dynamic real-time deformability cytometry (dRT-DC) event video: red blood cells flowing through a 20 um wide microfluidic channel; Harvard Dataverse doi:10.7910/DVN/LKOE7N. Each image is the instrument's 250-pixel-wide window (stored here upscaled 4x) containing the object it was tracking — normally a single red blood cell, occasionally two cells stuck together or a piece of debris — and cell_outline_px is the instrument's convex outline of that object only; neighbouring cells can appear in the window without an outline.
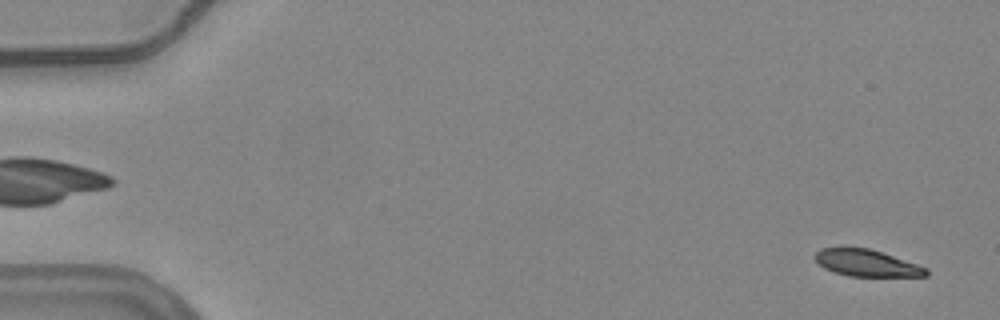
{"species": "common noctule bat (a hibernating species)", "species_latin": "Nyctalus noctula", "temperature_condition": "warm", "stored_images_in_passage": 55, "camera_frame_rate_fps": 3000, "um_per_image_px": 0.085, "animal": {"sex": "female", "body_mass_g": 24.6, "forearm_length_mm": 56.2}, "frame": {"image": 1, "passage_image": 2, "time_ms": 0.333, "image_size_px": [1000, 320], "cell_outline_px": [[928, 276], [848, 276], [824, 268], [816, 260], [816, 252], [820, 248], [868, 248], [928, 268]], "centroid_in_image_um": [73.67, 22.37], "position_along_channel_um": 11.3, "area_um2": 16.88}}
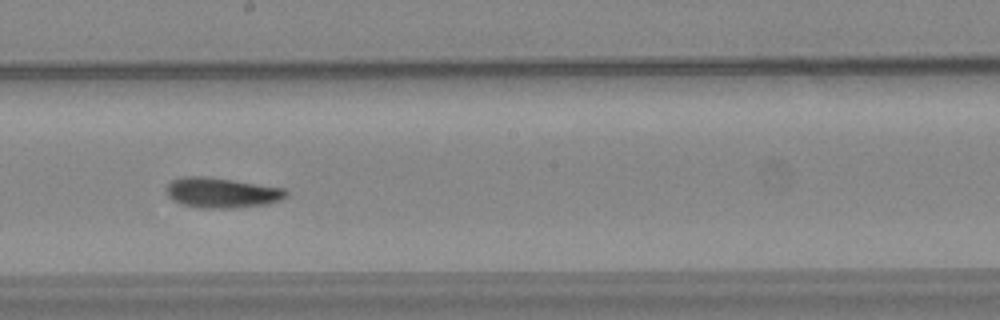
{"frame": {"image": 2, "passage_image": 31, "time_ms": 10.0, "image_size_px": [1000, 320], "cell_outline_px": [[288, 192], [280, 200], [264, 204], [236, 208], [200, 208], [180, 204], [172, 200], [168, 196], [164, 188], [172, 180], [180, 176], [204, 176], [284, 188]], "centroid_in_image_um": [18.76, 16.38], "position_along_channel_um": 229.4, "area_um2": 21.04}}
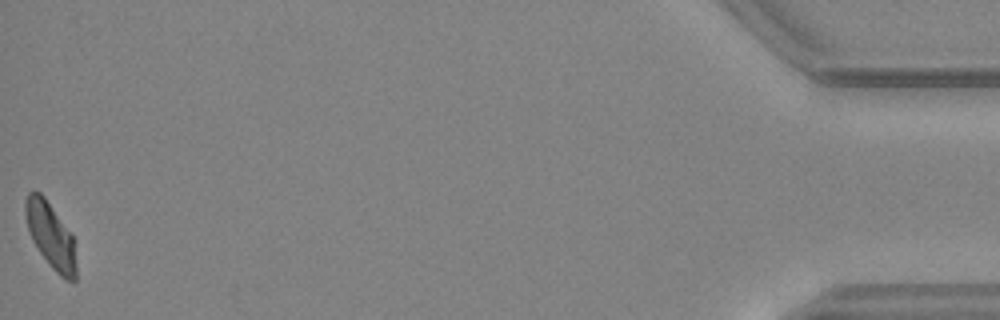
{"frame": {"image": 3, "passage_image": 55, "time_ms": 18.0, "image_size_px": [1000, 320], "cell_outline_px": [[76, 280], [68, 280], [60, 276], [48, 264], [32, 240], [28, 232], [24, 212], [24, 200], [28, 192], [40, 192], [44, 196], [72, 236], [76, 264]], "centroid_in_image_um": [4.26, 20.01], "position_along_channel_um": 430.9, "area_um2": 19.19}, "authors_computed_cell_mechanics": {"area_um2": 19.8832, "velocity_mm_per_s": 3.7439, "shape_relaxation_time_tau1_ms": 5.1529, "shape_relaxation_time_tau2_ms": 2.9182, "deformation_change_tau1": 0.1637, "deformation_change_tau2": 0.0824}}